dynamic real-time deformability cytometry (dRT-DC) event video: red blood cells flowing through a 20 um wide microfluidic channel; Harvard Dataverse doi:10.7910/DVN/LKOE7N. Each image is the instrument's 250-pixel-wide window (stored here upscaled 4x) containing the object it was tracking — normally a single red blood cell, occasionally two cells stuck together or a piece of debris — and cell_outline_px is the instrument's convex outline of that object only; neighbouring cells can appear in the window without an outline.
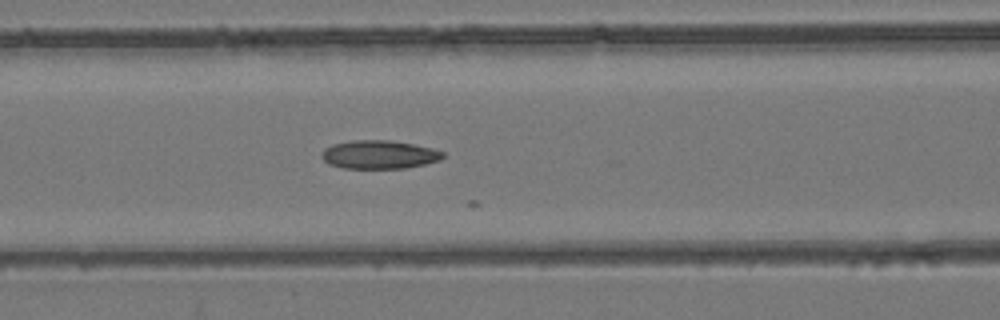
{"species": "common noctule bat (a hibernating species)", "species_latin": "Nyctalus noctula", "temperature_condition": "room temperature", "stored_images_in_passage": 24, "camera_frame_rate_fps": 3000, "um_per_image_px": 0.085, "animal": {"sex": "female", "body_mass_g": 24.6, "forearm_length_mm": 56.2}, "frame": {"image": 1, "passage_image": 23, "time_ms": 7.333, "image_size_px": [1000, 320], "cell_outline_px": [[444, 156], [440, 160], [424, 164], [404, 168], [344, 168], [328, 164], [320, 156], [320, 152], [324, 148], [332, 144], [352, 140], [388, 140], [412, 144], [432, 148], [444, 152]], "centroid_in_image_um": [32.18, 13.13], "position_along_channel_um": 134.4, "area_um2": 20.11}}